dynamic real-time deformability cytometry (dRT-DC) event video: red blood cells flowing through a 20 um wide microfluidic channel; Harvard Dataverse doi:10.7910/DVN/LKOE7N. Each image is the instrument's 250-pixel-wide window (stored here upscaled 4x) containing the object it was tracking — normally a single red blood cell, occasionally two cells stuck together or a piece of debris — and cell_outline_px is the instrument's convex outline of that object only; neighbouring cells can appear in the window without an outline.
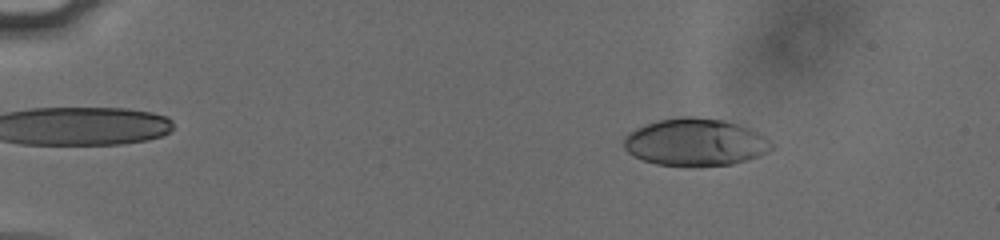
{"species": "human", "species_latin": "Homo sapiens", "temperature_condition": "cold", "stored_images_in_passage": 55, "camera_frame_rate_fps": 3000, "um_per_image_px": 0.085, "donor": {"sex": "male"}, "frame": {"image": 1, "passage_image": 9, "time_ms": 2.667, "image_size_px": [1000, 240], "cell_outline_px": [[776, 148], [760, 156], [732, 164], [656, 164], [644, 160], [628, 152], [624, 148], [624, 136], [628, 132], [636, 128], [660, 120], [680, 116], [696, 116], [724, 120], [740, 124], [760, 132], [776, 144]], "centroid_in_image_um": [59.18, 12.05], "position_along_channel_um": 25.8, "area_um2": 40.63}}
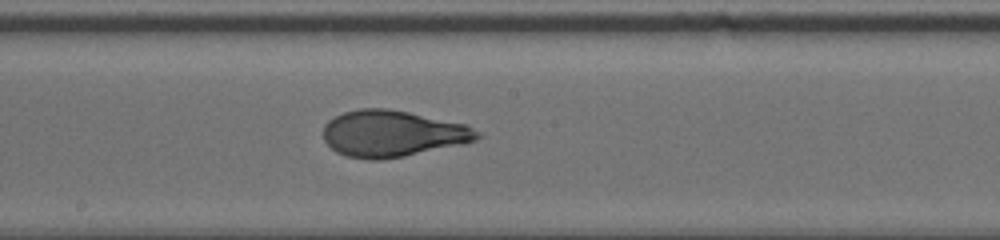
{"frame": {"image": 2, "passage_image": 32, "time_ms": 10.333, "image_size_px": [1000, 240], "cell_outline_px": [[480, 136], [476, 140], [460, 144], [404, 156], [380, 160], [368, 160], [348, 156], [336, 152], [324, 140], [324, 124], [328, 120], [344, 112], [360, 108], [388, 108], [408, 112], [464, 124], [480, 132]], "centroid_in_image_um": [33.32, 11.35], "position_along_channel_um": 214.9, "area_um2": 41.27}}
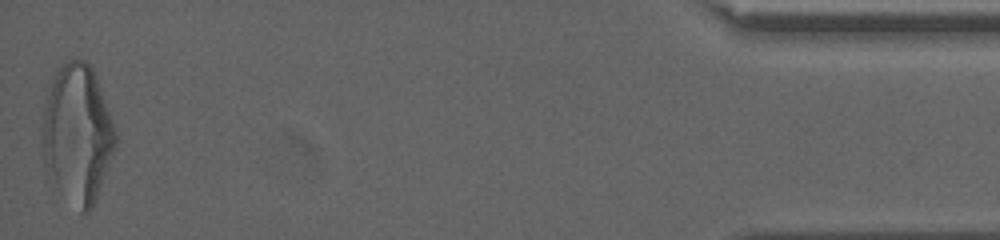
{"frame": {"image": 3, "passage_image": 55, "time_ms": 18.0, "image_size_px": [1000, 240], "cell_outline_px": [[116, 144], [112, 156], [92, 208], [88, 212], [80, 212], [48, 180], [44, 172], [40, 136], [40, 132], [44, 96], [52, 76], [56, 68], [68, 60], [76, 56], [84, 60], [92, 68], [104, 100], [116, 136]], "centroid_in_image_um": [6.47, 11.37], "position_along_channel_um": 428.7, "area_um2": 60.0}, "authors_computed_cell_mechanics": {"area_um2": 41.1536, "velocity_mm_per_s": 3.8142, "shape_relaxation_time_tau1_ms": 4.0351, "shape_relaxation_time_tau2_ms": 0.8999, "deformation_change_tau1": 0.1844, "deformation_change_tau2": 0.0715}}